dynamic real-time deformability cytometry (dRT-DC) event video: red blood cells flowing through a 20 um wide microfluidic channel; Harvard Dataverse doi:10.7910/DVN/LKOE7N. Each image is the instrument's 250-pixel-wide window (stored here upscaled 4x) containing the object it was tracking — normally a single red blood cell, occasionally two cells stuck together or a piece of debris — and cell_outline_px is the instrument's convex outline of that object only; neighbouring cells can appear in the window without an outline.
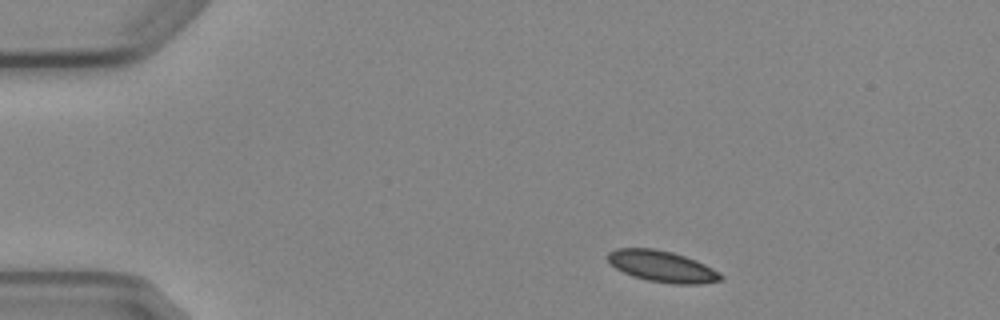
{"species": "Egyptian fruit bat (a non-hibernating species)", "species_latin": "Rousettus aegyptiacus", "temperature_condition": "cold", "stored_images_in_passage": 3, "camera_frame_rate_fps": 3000, "um_per_image_px": 0.085, "animal": {"sex": "female"}, "frame": {"image": 1, "passage_image": 1, "time_ms": 0.0, "image_size_px": [1000, 320], "cell_outline_px": [[724, 276], [720, 280], [700, 284], [672, 284], [648, 280], [632, 276], [616, 268], [608, 260], [608, 252], [616, 248], [652, 248], [672, 252], [696, 260], [720, 272]], "centroid_in_image_um": [56.29, 22.64], "position_along_channel_um": 28.7, "area_um2": 20.46}}